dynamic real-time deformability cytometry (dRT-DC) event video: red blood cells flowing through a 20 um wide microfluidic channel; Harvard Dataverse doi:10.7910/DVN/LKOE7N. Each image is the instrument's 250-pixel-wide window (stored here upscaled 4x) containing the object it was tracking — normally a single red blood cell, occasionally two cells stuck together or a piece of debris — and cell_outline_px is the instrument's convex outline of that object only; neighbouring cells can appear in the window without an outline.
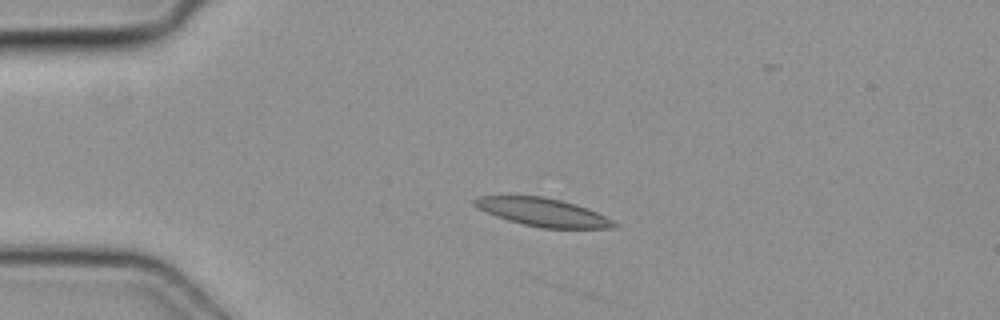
{"species": "common noctule bat (a hibernating species)", "species_latin": "Nyctalus noctula", "temperature_condition": "cold", "stored_images_in_passage": 4, "camera_frame_rate_fps": 3000, "um_per_image_px": 0.085, "animal": {"sex": "female", "body_mass_g": 19.3, "forearm_length_mm": 54.1}, "frame": {"image": 1, "passage_image": 4, "time_ms": 1.0, "image_size_px": [1000, 320], "cell_outline_px": [[620, 224], [616, 228], [544, 228], [524, 224], [508, 220], [496, 216], [472, 204], [472, 200], [476, 196], [544, 196], [576, 204], [588, 208]], "centroid_in_image_um": [46.17, 18.03], "position_along_channel_um": 38.8, "area_um2": 22.72}}